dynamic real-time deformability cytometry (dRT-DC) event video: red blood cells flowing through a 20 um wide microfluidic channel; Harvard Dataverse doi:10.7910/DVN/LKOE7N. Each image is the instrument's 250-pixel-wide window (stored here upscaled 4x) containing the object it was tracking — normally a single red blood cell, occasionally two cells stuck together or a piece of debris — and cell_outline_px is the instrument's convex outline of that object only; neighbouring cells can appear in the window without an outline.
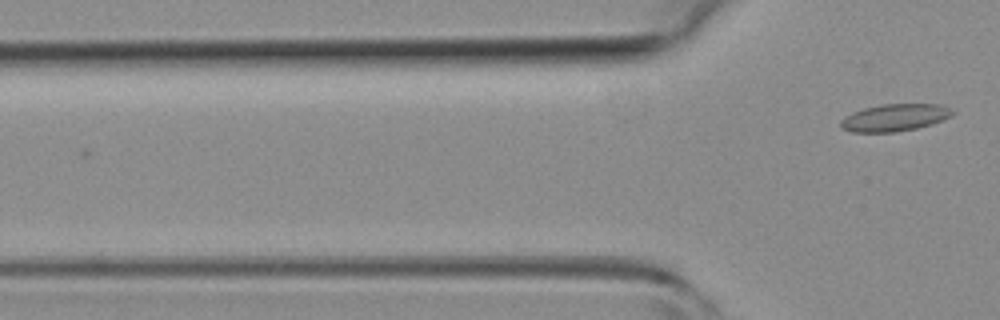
{"species": "common noctule bat (a hibernating species)", "species_latin": "Nyctalus noctula", "temperature_condition": "room temperature", "stored_images_in_passage": 4, "camera_frame_rate_fps": 3000, "um_per_image_px": 0.085, "animal": {"sex": "female", "body_mass_g": 19.3, "forearm_length_mm": 54.1}, "frame": {"image": 1, "passage_image": 4, "time_ms": 3.333, "image_size_px": [1000, 320], "cell_outline_px": [[956, 112], [952, 116], [932, 124], [916, 128], [896, 132], [852, 132], [840, 128], [840, 120], [844, 116], [852, 112], [864, 108], [884, 104], [940, 104]], "centroid_in_image_um": [76.03, 10.0], "position_along_channel_um": 49.8, "area_um2": 17.8}}